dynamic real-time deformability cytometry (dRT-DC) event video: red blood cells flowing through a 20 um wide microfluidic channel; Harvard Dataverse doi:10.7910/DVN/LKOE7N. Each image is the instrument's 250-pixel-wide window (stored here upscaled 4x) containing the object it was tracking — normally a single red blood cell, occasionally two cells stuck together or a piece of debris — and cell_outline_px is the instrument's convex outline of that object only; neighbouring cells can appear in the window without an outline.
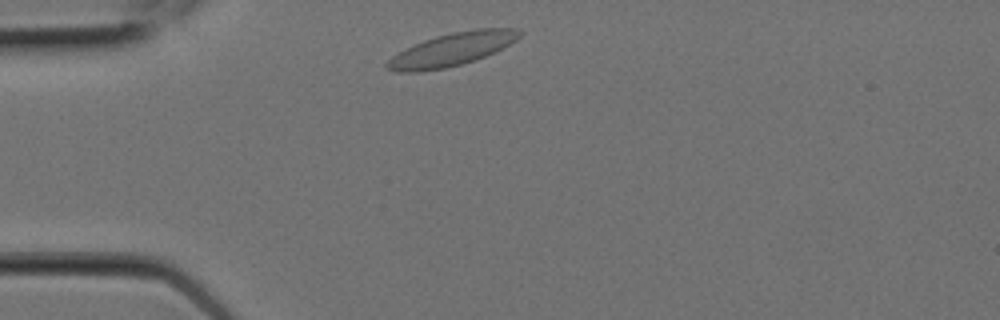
{"species": "Egyptian fruit bat (a non-hibernating species)", "species_latin": "Rousettus aegyptiacus", "temperature_condition": "room temperature", "stored_images_in_passage": 3, "camera_frame_rate_fps": 3000, "um_per_image_px": 0.085, "animal": {"sex": "female"}, "frame": {"image": 1, "passage_image": 1, "time_ms": 0.0, "image_size_px": [1000, 320], "cell_outline_px": [[524, 32], [516, 40], [484, 56], [460, 64], [444, 68], [416, 72], [396, 72], [384, 68], [384, 64], [392, 56], [424, 40], [436, 36], [452, 32], [476, 28], [512, 28]], "centroid_in_image_um": [38.38, 4.19], "position_along_channel_um": 46.6, "area_um2": 24.97}}
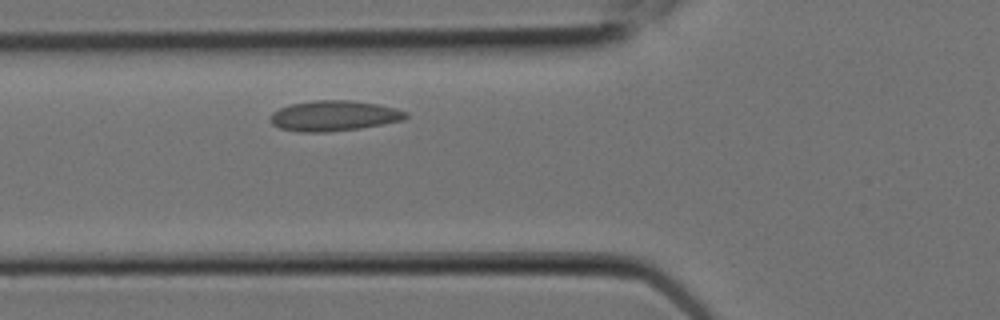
{"frame": {"image": 2, "passage_image": 3, "time_ms": 0.667, "image_size_px": [1000, 320], "cell_outline_px": [[408, 116], [404, 120], [360, 128], [324, 132], [300, 132], [280, 128], [272, 124], [268, 116], [272, 112], [288, 104], [312, 100], [348, 100], [380, 104], [396, 108], [408, 112]], "centroid_in_image_um": [28.37, 9.83], "position_along_channel_um": 97.4, "area_um2": 24.22}}